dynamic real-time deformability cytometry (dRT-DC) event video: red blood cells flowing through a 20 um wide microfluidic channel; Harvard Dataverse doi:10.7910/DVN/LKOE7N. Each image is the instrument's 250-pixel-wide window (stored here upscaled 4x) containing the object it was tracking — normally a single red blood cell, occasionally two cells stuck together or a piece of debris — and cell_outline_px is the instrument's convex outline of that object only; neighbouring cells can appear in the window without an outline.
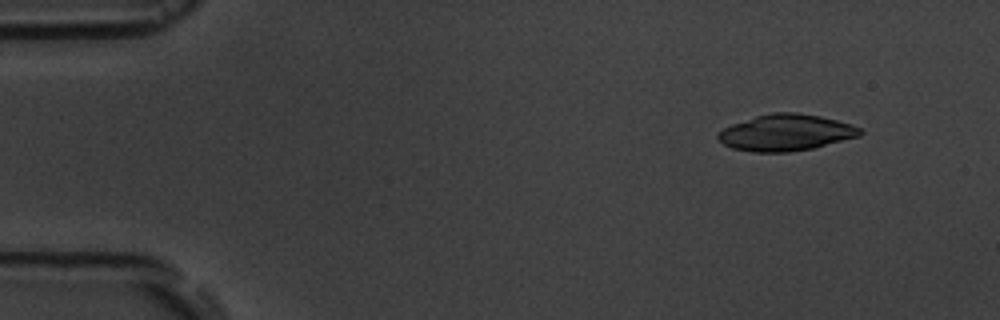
{"species": "common noctule bat (a hibernating species)", "species_latin": "Nyctalus noctula", "temperature_condition": "room temperature", "stored_images_in_passage": 5, "camera_frame_rate_fps": 3000, "um_per_image_px": 0.085, "animal": {"sex": "male", "body_mass_g": 19.5, "forearm_length_mm": 54.6}, "frame": {"image": 1, "passage_image": 2, "time_ms": 1.333, "image_size_px": [1000, 320], "cell_outline_px": [[864, 132], [860, 136], [812, 148], [788, 152], [752, 152], [732, 148], [724, 144], [716, 136], [716, 132], [732, 124], [756, 116], [772, 112], [796, 112], [820, 116], [852, 124], [860, 128]], "centroid_in_image_um": [66.8, 11.27], "position_along_channel_um": 18.2, "area_um2": 30.11}}